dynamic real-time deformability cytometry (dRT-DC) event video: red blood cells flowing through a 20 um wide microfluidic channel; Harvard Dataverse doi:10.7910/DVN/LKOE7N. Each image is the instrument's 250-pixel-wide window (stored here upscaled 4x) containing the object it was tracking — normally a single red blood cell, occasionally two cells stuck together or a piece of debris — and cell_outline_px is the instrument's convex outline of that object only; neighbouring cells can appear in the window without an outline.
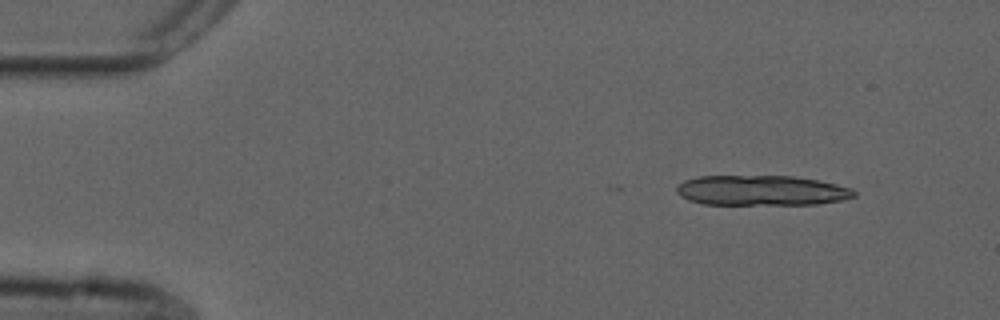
{"species": "common noctule bat (a hibernating species)", "species_latin": "Nyctalus noctula", "temperature_condition": "cold", "stored_images_in_passage": 14, "camera_frame_rate_fps": 3000, "um_per_image_px": 0.085, "animal": {"sex": "male", "forearm_length_mm": 52.5}, "frame": {"image": 1, "passage_image": 5, "time_ms": 1.333, "image_size_px": [1000, 320], "cell_outline_px": [[856, 196], [844, 200], [816, 204], [704, 204], [688, 200], [680, 196], [676, 192], [676, 188], [684, 180], [696, 176], [792, 176], [816, 180], [836, 184], [852, 188], [856, 192]], "centroid_in_image_um": [64.73, 16.19], "position_along_channel_um": 20.3, "area_um2": 31.21}}